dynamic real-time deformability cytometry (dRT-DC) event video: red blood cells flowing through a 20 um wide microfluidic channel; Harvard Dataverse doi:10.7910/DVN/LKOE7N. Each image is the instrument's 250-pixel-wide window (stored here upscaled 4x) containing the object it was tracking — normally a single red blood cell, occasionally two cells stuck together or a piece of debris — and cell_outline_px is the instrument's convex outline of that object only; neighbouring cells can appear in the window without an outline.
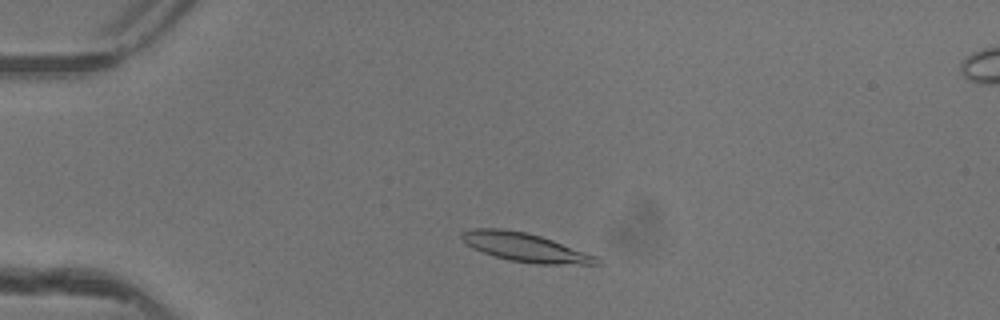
{"species": "common noctule bat (a hibernating species)", "species_latin": "Nyctalus noctula", "temperature_condition": "warm", "stored_images_in_passage": 44, "camera_frame_rate_fps": 3000, "um_per_image_px": 0.085, "animal": {"sex": "female"}, "frame": {"image": 1, "passage_image": 6, "time_ms": 1.667, "image_size_px": [1000, 320], "cell_outline_px": [[600, 264], [536, 264], [508, 260], [472, 248], [460, 236], [460, 232], [472, 228], [504, 228], [524, 232], [540, 236], [552, 240], [596, 256], [600, 260]], "centroid_in_image_um": [44.6, 21.01], "position_along_channel_um": 40.4, "area_um2": 22.25}}
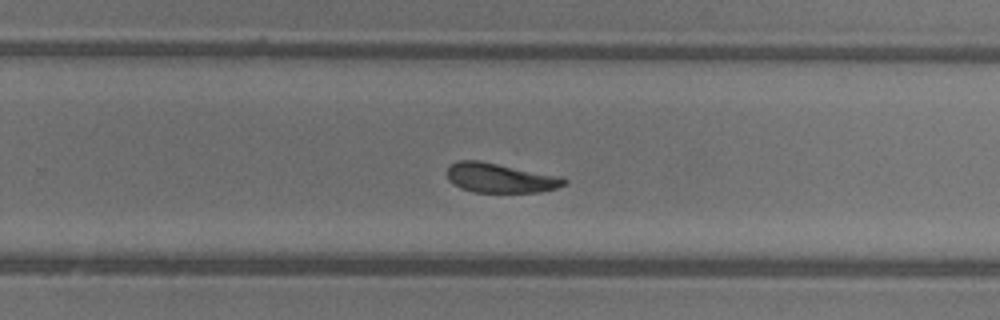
{"frame": {"image": 2, "passage_image": 27, "time_ms": 8.667, "image_size_px": [1000, 320], "cell_outline_px": [[568, 184], [556, 188], [540, 192], [472, 192], [460, 188], [452, 184], [448, 180], [448, 168], [456, 160], [480, 160], [560, 176], [568, 180]], "centroid_in_image_um": [42.52, 15.12], "position_along_channel_um": 287.3, "area_um2": 20.29}}
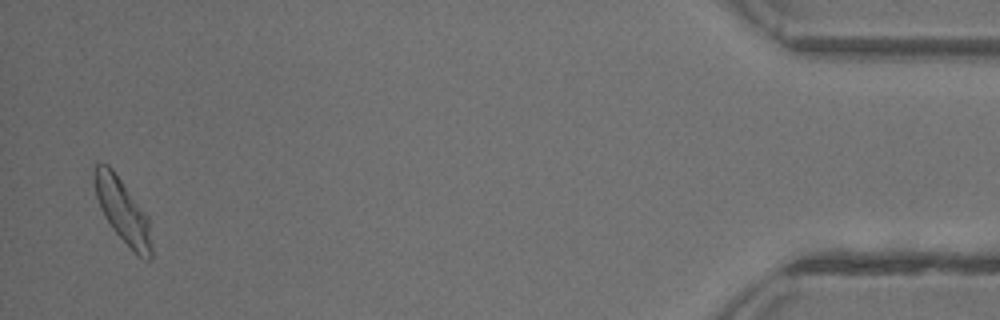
{"frame": {"image": 3, "passage_image": 43, "time_ms": 14.0, "image_size_px": [1000, 320], "cell_outline_px": [[152, 260], [148, 260], [140, 256], [112, 228], [104, 216], [100, 208], [96, 196], [92, 168], [96, 164], [108, 164], [112, 168], [148, 216], [152, 248]], "centroid_in_image_um": [10.41, 17.88], "position_along_channel_um": 424.8, "area_um2": 20.98}, "authors_computed_cell_mechanics": {"area_um2": 21.1837, "velocity_mm_per_s": 4.1178, "shape_relaxation_time_tau1_ms": 2.5273, "shape_relaxation_time_tau2_ms": 3.2158, "deformation_change_tau1": 0.1193, "deformation_change_tau2": 0.1087}}